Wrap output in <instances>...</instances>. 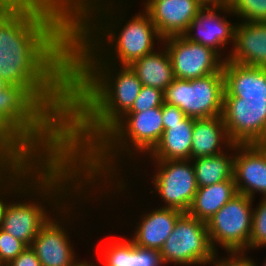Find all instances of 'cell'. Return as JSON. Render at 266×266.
Instances as JSON below:
<instances>
[{
  "label": "cell",
  "instance_id": "cell-18",
  "mask_svg": "<svg viewBox=\"0 0 266 266\" xmlns=\"http://www.w3.org/2000/svg\"><path fill=\"white\" fill-rule=\"evenodd\" d=\"M159 206L150 208L147 212L144 209L135 222L136 226L132 230L134 233L130 237L135 245L160 251L177 220L184 214L178 209Z\"/></svg>",
  "mask_w": 266,
  "mask_h": 266
},
{
  "label": "cell",
  "instance_id": "cell-9",
  "mask_svg": "<svg viewBox=\"0 0 266 266\" xmlns=\"http://www.w3.org/2000/svg\"><path fill=\"white\" fill-rule=\"evenodd\" d=\"M213 249L205 222L184 213L176 222L160 253L166 264L207 266L213 259Z\"/></svg>",
  "mask_w": 266,
  "mask_h": 266
},
{
  "label": "cell",
  "instance_id": "cell-19",
  "mask_svg": "<svg viewBox=\"0 0 266 266\" xmlns=\"http://www.w3.org/2000/svg\"><path fill=\"white\" fill-rule=\"evenodd\" d=\"M48 162L40 157H0V227L8 198H13Z\"/></svg>",
  "mask_w": 266,
  "mask_h": 266
},
{
  "label": "cell",
  "instance_id": "cell-23",
  "mask_svg": "<svg viewBox=\"0 0 266 266\" xmlns=\"http://www.w3.org/2000/svg\"><path fill=\"white\" fill-rule=\"evenodd\" d=\"M194 118L168 124L155 147L146 155L148 160H191ZM150 159V160H149Z\"/></svg>",
  "mask_w": 266,
  "mask_h": 266
},
{
  "label": "cell",
  "instance_id": "cell-34",
  "mask_svg": "<svg viewBox=\"0 0 266 266\" xmlns=\"http://www.w3.org/2000/svg\"><path fill=\"white\" fill-rule=\"evenodd\" d=\"M203 7L228 6L230 0H198Z\"/></svg>",
  "mask_w": 266,
  "mask_h": 266
},
{
  "label": "cell",
  "instance_id": "cell-5",
  "mask_svg": "<svg viewBox=\"0 0 266 266\" xmlns=\"http://www.w3.org/2000/svg\"><path fill=\"white\" fill-rule=\"evenodd\" d=\"M0 157H67L66 125L27 86L0 91Z\"/></svg>",
  "mask_w": 266,
  "mask_h": 266
},
{
  "label": "cell",
  "instance_id": "cell-10",
  "mask_svg": "<svg viewBox=\"0 0 266 266\" xmlns=\"http://www.w3.org/2000/svg\"><path fill=\"white\" fill-rule=\"evenodd\" d=\"M253 202L249 196L238 193L207 221L210 242L216 252L219 247L225 252L249 250Z\"/></svg>",
  "mask_w": 266,
  "mask_h": 266
},
{
  "label": "cell",
  "instance_id": "cell-1",
  "mask_svg": "<svg viewBox=\"0 0 266 266\" xmlns=\"http://www.w3.org/2000/svg\"><path fill=\"white\" fill-rule=\"evenodd\" d=\"M72 32L71 0H9L0 9V78L27 86L65 125Z\"/></svg>",
  "mask_w": 266,
  "mask_h": 266
},
{
  "label": "cell",
  "instance_id": "cell-14",
  "mask_svg": "<svg viewBox=\"0 0 266 266\" xmlns=\"http://www.w3.org/2000/svg\"><path fill=\"white\" fill-rule=\"evenodd\" d=\"M229 15L235 16L228 6L203 7L191 21L184 36L213 49L225 60L224 48L229 44L233 47L236 26V21L233 23L227 18H230Z\"/></svg>",
  "mask_w": 266,
  "mask_h": 266
},
{
  "label": "cell",
  "instance_id": "cell-22",
  "mask_svg": "<svg viewBox=\"0 0 266 266\" xmlns=\"http://www.w3.org/2000/svg\"><path fill=\"white\" fill-rule=\"evenodd\" d=\"M100 252L102 266H164L157 249L135 245L129 237L109 240Z\"/></svg>",
  "mask_w": 266,
  "mask_h": 266
},
{
  "label": "cell",
  "instance_id": "cell-13",
  "mask_svg": "<svg viewBox=\"0 0 266 266\" xmlns=\"http://www.w3.org/2000/svg\"><path fill=\"white\" fill-rule=\"evenodd\" d=\"M170 56L174 77L191 80L213 73H222L224 59L213 49L187 39L170 36L163 43Z\"/></svg>",
  "mask_w": 266,
  "mask_h": 266
},
{
  "label": "cell",
  "instance_id": "cell-21",
  "mask_svg": "<svg viewBox=\"0 0 266 266\" xmlns=\"http://www.w3.org/2000/svg\"><path fill=\"white\" fill-rule=\"evenodd\" d=\"M233 144L228 136L222 115L194 119L191 160L221 154L228 151Z\"/></svg>",
  "mask_w": 266,
  "mask_h": 266
},
{
  "label": "cell",
  "instance_id": "cell-29",
  "mask_svg": "<svg viewBox=\"0 0 266 266\" xmlns=\"http://www.w3.org/2000/svg\"><path fill=\"white\" fill-rule=\"evenodd\" d=\"M163 103L164 91L154 87L142 86L138 97L128 112L146 111L151 108L161 107Z\"/></svg>",
  "mask_w": 266,
  "mask_h": 266
},
{
  "label": "cell",
  "instance_id": "cell-38",
  "mask_svg": "<svg viewBox=\"0 0 266 266\" xmlns=\"http://www.w3.org/2000/svg\"><path fill=\"white\" fill-rule=\"evenodd\" d=\"M152 1H154V0H144V2L141 4V5H143L144 7H142L143 9H145Z\"/></svg>",
  "mask_w": 266,
  "mask_h": 266
},
{
  "label": "cell",
  "instance_id": "cell-39",
  "mask_svg": "<svg viewBox=\"0 0 266 266\" xmlns=\"http://www.w3.org/2000/svg\"><path fill=\"white\" fill-rule=\"evenodd\" d=\"M256 265L258 266L257 263H256ZM261 266H266V258H265V261H263V264H261Z\"/></svg>",
  "mask_w": 266,
  "mask_h": 266
},
{
  "label": "cell",
  "instance_id": "cell-35",
  "mask_svg": "<svg viewBox=\"0 0 266 266\" xmlns=\"http://www.w3.org/2000/svg\"><path fill=\"white\" fill-rule=\"evenodd\" d=\"M254 145L262 152V154L266 158V137L256 141Z\"/></svg>",
  "mask_w": 266,
  "mask_h": 266
},
{
  "label": "cell",
  "instance_id": "cell-11",
  "mask_svg": "<svg viewBox=\"0 0 266 266\" xmlns=\"http://www.w3.org/2000/svg\"><path fill=\"white\" fill-rule=\"evenodd\" d=\"M150 163L155 168V173L150 175L153 177H149L153 184L151 194L157 193L164 201L161 207L186 213L198 189L192 160H151Z\"/></svg>",
  "mask_w": 266,
  "mask_h": 266
},
{
  "label": "cell",
  "instance_id": "cell-3",
  "mask_svg": "<svg viewBox=\"0 0 266 266\" xmlns=\"http://www.w3.org/2000/svg\"><path fill=\"white\" fill-rule=\"evenodd\" d=\"M124 1L130 8L129 0L72 1L71 62H107L129 66L155 51L156 42L158 46L163 43L144 9L126 19L127 15L123 12L128 9Z\"/></svg>",
  "mask_w": 266,
  "mask_h": 266
},
{
  "label": "cell",
  "instance_id": "cell-36",
  "mask_svg": "<svg viewBox=\"0 0 266 266\" xmlns=\"http://www.w3.org/2000/svg\"><path fill=\"white\" fill-rule=\"evenodd\" d=\"M73 266H100V265H95V263L88 261V260H79L73 265Z\"/></svg>",
  "mask_w": 266,
  "mask_h": 266
},
{
  "label": "cell",
  "instance_id": "cell-17",
  "mask_svg": "<svg viewBox=\"0 0 266 266\" xmlns=\"http://www.w3.org/2000/svg\"><path fill=\"white\" fill-rule=\"evenodd\" d=\"M225 60L266 68V22L236 21L234 44Z\"/></svg>",
  "mask_w": 266,
  "mask_h": 266
},
{
  "label": "cell",
  "instance_id": "cell-4",
  "mask_svg": "<svg viewBox=\"0 0 266 266\" xmlns=\"http://www.w3.org/2000/svg\"><path fill=\"white\" fill-rule=\"evenodd\" d=\"M163 132L162 106L127 112L81 157L85 183L97 189L101 200L106 196L111 202L110 195L125 194L130 180L123 178V166L134 161L139 165L140 157L146 158Z\"/></svg>",
  "mask_w": 266,
  "mask_h": 266
},
{
  "label": "cell",
  "instance_id": "cell-30",
  "mask_svg": "<svg viewBox=\"0 0 266 266\" xmlns=\"http://www.w3.org/2000/svg\"><path fill=\"white\" fill-rule=\"evenodd\" d=\"M28 246L0 228V266H7Z\"/></svg>",
  "mask_w": 266,
  "mask_h": 266
},
{
  "label": "cell",
  "instance_id": "cell-24",
  "mask_svg": "<svg viewBox=\"0 0 266 266\" xmlns=\"http://www.w3.org/2000/svg\"><path fill=\"white\" fill-rule=\"evenodd\" d=\"M152 53L134 61L131 69L136 73L143 86L164 91L175 79L170 56L164 44Z\"/></svg>",
  "mask_w": 266,
  "mask_h": 266
},
{
  "label": "cell",
  "instance_id": "cell-32",
  "mask_svg": "<svg viewBox=\"0 0 266 266\" xmlns=\"http://www.w3.org/2000/svg\"><path fill=\"white\" fill-rule=\"evenodd\" d=\"M187 116L177 106L164 102L162 105V119L164 129H168V124L182 123Z\"/></svg>",
  "mask_w": 266,
  "mask_h": 266
},
{
  "label": "cell",
  "instance_id": "cell-20",
  "mask_svg": "<svg viewBox=\"0 0 266 266\" xmlns=\"http://www.w3.org/2000/svg\"><path fill=\"white\" fill-rule=\"evenodd\" d=\"M222 73L223 97L266 98V68L225 60Z\"/></svg>",
  "mask_w": 266,
  "mask_h": 266
},
{
  "label": "cell",
  "instance_id": "cell-26",
  "mask_svg": "<svg viewBox=\"0 0 266 266\" xmlns=\"http://www.w3.org/2000/svg\"><path fill=\"white\" fill-rule=\"evenodd\" d=\"M230 150H232L230 152ZM230 152V153H229ZM235 144L228 152L192 160L198 188L220 183L233 178Z\"/></svg>",
  "mask_w": 266,
  "mask_h": 266
},
{
  "label": "cell",
  "instance_id": "cell-28",
  "mask_svg": "<svg viewBox=\"0 0 266 266\" xmlns=\"http://www.w3.org/2000/svg\"><path fill=\"white\" fill-rule=\"evenodd\" d=\"M253 207L252 230L249 238V251L266 247V197ZM251 249V250H250Z\"/></svg>",
  "mask_w": 266,
  "mask_h": 266
},
{
  "label": "cell",
  "instance_id": "cell-16",
  "mask_svg": "<svg viewBox=\"0 0 266 266\" xmlns=\"http://www.w3.org/2000/svg\"><path fill=\"white\" fill-rule=\"evenodd\" d=\"M233 178L238 193L266 197V158L254 144H235Z\"/></svg>",
  "mask_w": 266,
  "mask_h": 266
},
{
  "label": "cell",
  "instance_id": "cell-2",
  "mask_svg": "<svg viewBox=\"0 0 266 266\" xmlns=\"http://www.w3.org/2000/svg\"><path fill=\"white\" fill-rule=\"evenodd\" d=\"M142 86L130 66L71 62L67 157L81 158L131 109Z\"/></svg>",
  "mask_w": 266,
  "mask_h": 266
},
{
  "label": "cell",
  "instance_id": "cell-25",
  "mask_svg": "<svg viewBox=\"0 0 266 266\" xmlns=\"http://www.w3.org/2000/svg\"><path fill=\"white\" fill-rule=\"evenodd\" d=\"M237 194L234 178L206 187H200L197 189L186 213L207 223L217 211Z\"/></svg>",
  "mask_w": 266,
  "mask_h": 266
},
{
  "label": "cell",
  "instance_id": "cell-12",
  "mask_svg": "<svg viewBox=\"0 0 266 266\" xmlns=\"http://www.w3.org/2000/svg\"><path fill=\"white\" fill-rule=\"evenodd\" d=\"M223 121L234 144L266 137V98L223 97Z\"/></svg>",
  "mask_w": 266,
  "mask_h": 266
},
{
  "label": "cell",
  "instance_id": "cell-15",
  "mask_svg": "<svg viewBox=\"0 0 266 266\" xmlns=\"http://www.w3.org/2000/svg\"><path fill=\"white\" fill-rule=\"evenodd\" d=\"M202 8L198 0H154L144 10L164 39L184 35Z\"/></svg>",
  "mask_w": 266,
  "mask_h": 266
},
{
  "label": "cell",
  "instance_id": "cell-37",
  "mask_svg": "<svg viewBox=\"0 0 266 266\" xmlns=\"http://www.w3.org/2000/svg\"><path fill=\"white\" fill-rule=\"evenodd\" d=\"M8 85H9V83L6 80L0 78V91L2 89L6 88Z\"/></svg>",
  "mask_w": 266,
  "mask_h": 266
},
{
  "label": "cell",
  "instance_id": "cell-27",
  "mask_svg": "<svg viewBox=\"0 0 266 266\" xmlns=\"http://www.w3.org/2000/svg\"><path fill=\"white\" fill-rule=\"evenodd\" d=\"M228 7L238 21L266 22V0H230Z\"/></svg>",
  "mask_w": 266,
  "mask_h": 266
},
{
  "label": "cell",
  "instance_id": "cell-7",
  "mask_svg": "<svg viewBox=\"0 0 266 266\" xmlns=\"http://www.w3.org/2000/svg\"><path fill=\"white\" fill-rule=\"evenodd\" d=\"M97 193L98 191L93 185L83 184L41 227L30 247L37 255L42 266H73L78 261V253L76 252L75 254L73 242L70 241V228L73 227L76 217L79 220L81 219V216H78L80 213H77L78 210L76 208L80 210L86 209L84 206L89 202L99 201L101 196ZM76 205L79 206L76 207ZM71 220L74 222H71Z\"/></svg>",
  "mask_w": 266,
  "mask_h": 266
},
{
  "label": "cell",
  "instance_id": "cell-8",
  "mask_svg": "<svg viewBox=\"0 0 266 266\" xmlns=\"http://www.w3.org/2000/svg\"><path fill=\"white\" fill-rule=\"evenodd\" d=\"M224 95L223 73L174 81L164 90V102L179 107L194 119L222 115Z\"/></svg>",
  "mask_w": 266,
  "mask_h": 266
},
{
  "label": "cell",
  "instance_id": "cell-33",
  "mask_svg": "<svg viewBox=\"0 0 266 266\" xmlns=\"http://www.w3.org/2000/svg\"><path fill=\"white\" fill-rule=\"evenodd\" d=\"M7 266H42L31 247L26 248L21 254L13 259Z\"/></svg>",
  "mask_w": 266,
  "mask_h": 266
},
{
  "label": "cell",
  "instance_id": "cell-31",
  "mask_svg": "<svg viewBox=\"0 0 266 266\" xmlns=\"http://www.w3.org/2000/svg\"><path fill=\"white\" fill-rule=\"evenodd\" d=\"M246 251L226 252L222 258L219 257V252H215L209 266H257L252 257L247 256ZM229 254V255H228ZM219 257V258H218ZM254 260V261H253Z\"/></svg>",
  "mask_w": 266,
  "mask_h": 266
},
{
  "label": "cell",
  "instance_id": "cell-6",
  "mask_svg": "<svg viewBox=\"0 0 266 266\" xmlns=\"http://www.w3.org/2000/svg\"><path fill=\"white\" fill-rule=\"evenodd\" d=\"M83 184L85 181L81 158L64 157L49 161L7 203L0 228L30 247L51 215Z\"/></svg>",
  "mask_w": 266,
  "mask_h": 266
}]
</instances>
